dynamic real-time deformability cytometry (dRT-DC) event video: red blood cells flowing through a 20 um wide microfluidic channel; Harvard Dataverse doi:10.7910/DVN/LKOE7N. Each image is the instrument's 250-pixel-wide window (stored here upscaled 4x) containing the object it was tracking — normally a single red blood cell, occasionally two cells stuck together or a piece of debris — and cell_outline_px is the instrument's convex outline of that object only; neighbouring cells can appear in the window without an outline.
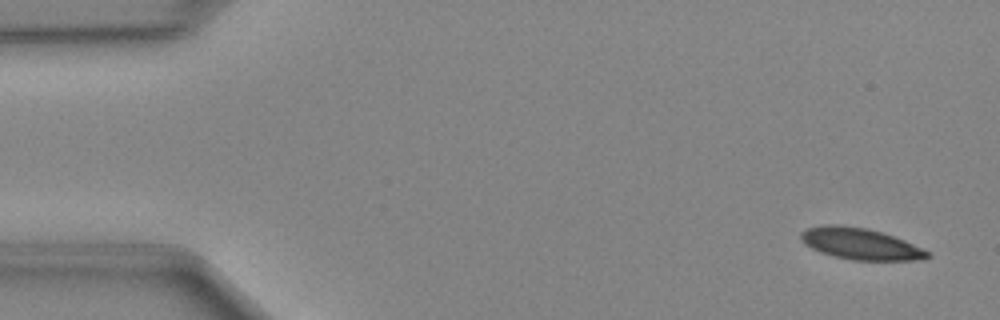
{"species": "Egyptian fruit bat (a non-hibernating species)", "species_latin": "Rousettus aegyptiacus", "temperature_condition": "cold", "stored_images_in_passage": 44, "camera_frame_rate_fps": 3000, "um_per_image_px": 0.085, "animal": {"sex": "female"}, "frame": {"image": 1, "passage_image": 3, "time_ms": 0.667, "image_size_px": [1000, 320], "cell_outline_px": [[932, 256], [920, 260], [852, 260], [820, 252], [804, 244], [800, 240], [800, 232], [808, 228], [824, 224], [840, 224], [868, 228], [904, 240], [928, 252]], "centroid_in_image_um": [73.08, 20.71], "position_along_channel_um": 11.9, "area_um2": 23.06}}
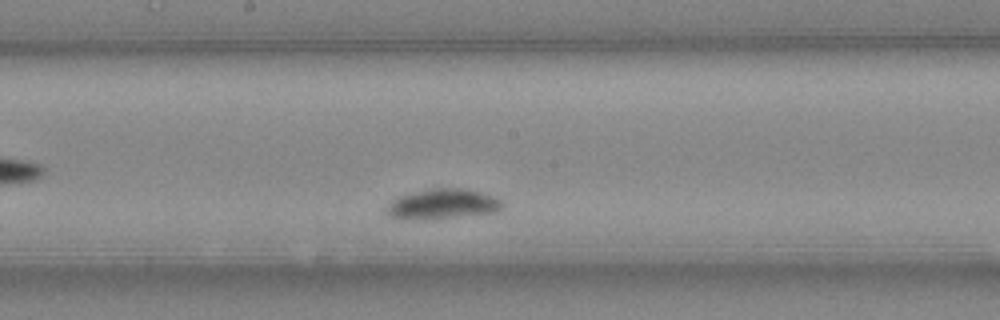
{"frame": {"image": 2, "passage_image": 29, "time_ms": 9.333, "image_size_px": [1000, 320], "cell_outline_px": [[504, 204], [496, 212], [436, 220], [400, 220], [388, 216], [384, 212], [388, 204], [396, 196], [428, 188], [468, 188], [492, 196], [500, 200]], "centroid_in_image_um": [37.53, 17.37], "position_along_channel_um": 210.7, "area_um2": 21.1}}
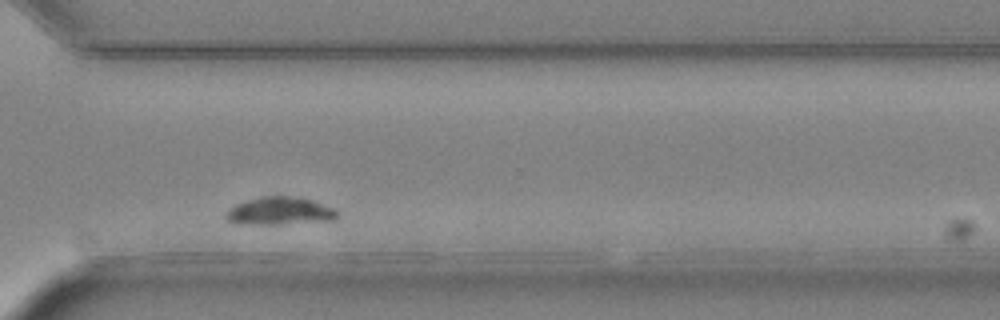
{"frame": {"image": 3, "passage_image": 40, "time_ms": 13.0, "image_size_px": [1000, 320], "cell_outline_px": [[340, 212], [336, 220], [280, 224], [232, 224], [224, 216], [236, 204], [248, 200], [264, 196], [288, 196], [312, 200], [336, 208]], "centroid_in_image_um": [23.84, 17.95], "position_along_channel_um": 346.8, "area_um2": 18.09}}